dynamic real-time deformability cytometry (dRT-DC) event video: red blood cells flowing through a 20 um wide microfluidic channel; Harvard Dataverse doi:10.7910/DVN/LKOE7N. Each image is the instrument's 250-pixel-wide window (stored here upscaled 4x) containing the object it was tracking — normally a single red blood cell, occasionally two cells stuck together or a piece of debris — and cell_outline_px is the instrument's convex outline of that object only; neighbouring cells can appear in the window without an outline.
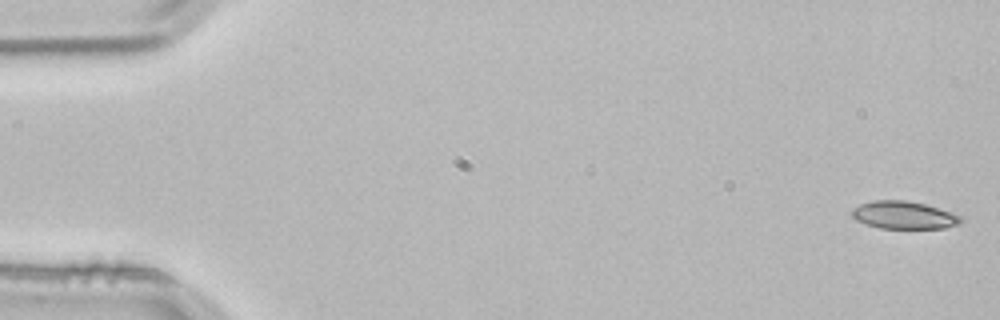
{"species": "common noctule bat (a hibernating species)", "species_latin": "Nyctalus noctula", "temperature_condition": "room temperature", "stored_images_in_passage": 4, "segment_of_instrument_passage": [1, 2], "camera_frame_rate_fps": 3000, "um_per_image_px": 0.085, "animal": {"sex": "male", "body_mass_g": 21.5, "forearm_length_mm": 52.0}, "frame": {"image": 1, "passage_image": 1, "time_ms": 0.0, "image_size_px": [1000, 320], "cell_outline_px": [[964, 220], [960, 224], [944, 228], [880, 228], [856, 220], [852, 216], [852, 208], [860, 204], [872, 200], [904, 200], [924, 204], [960, 216]], "centroid_in_image_um": [76.8, 18.28], "position_along_channel_um": 8.2, "area_um2": 17.34}}